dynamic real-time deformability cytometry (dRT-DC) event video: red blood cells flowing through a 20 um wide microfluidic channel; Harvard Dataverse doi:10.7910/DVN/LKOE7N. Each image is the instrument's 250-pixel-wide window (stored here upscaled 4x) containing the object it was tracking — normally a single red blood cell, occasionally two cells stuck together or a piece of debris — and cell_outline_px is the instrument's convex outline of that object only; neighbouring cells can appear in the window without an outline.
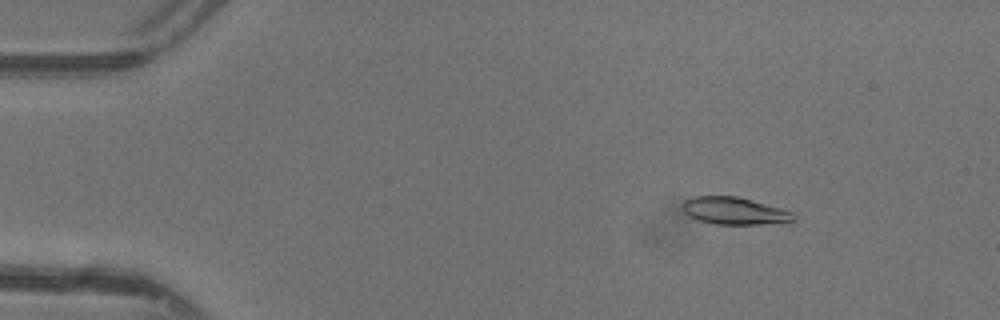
{"species": "common noctule bat (a hibernating species)", "species_latin": "Nyctalus noctula", "temperature_condition": "warm", "stored_images_in_passage": 47, "camera_frame_rate_fps": 3000, "um_per_image_px": 0.085, "animal": {"sex": "female"}, "frame": {"image": 1, "passage_image": 7, "time_ms": 2.0, "image_size_px": [1000, 320], "cell_outline_px": [[796, 220], [760, 224], [716, 224], [700, 220], [688, 216], [684, 212], [684, 200], [692, 196], [736, 196], [752, 200], [780, 208], [792, 212]], "centroid_in_image_um": [62.39, 17.91], "position_along_channel_um": 22.6, "area_um2": 17.34}}
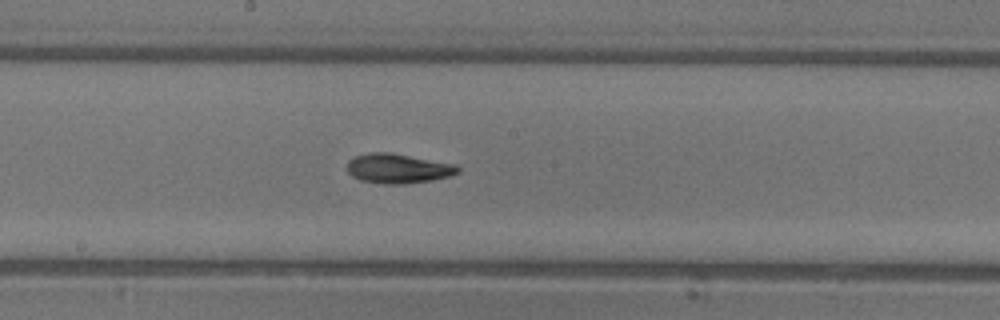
{"frame": {"image": 2, "passage_image": 26, "time_ms": 8.333, "image_size_px": [1000, 320], "cell_outline_px": [[460, 172], [448, 176], [432, 180], [404, 184], [388, 184], [360, 180], [352, 176], [348, 172], [348, 160], [356, 156], [372, 152], [392, 152], [456, 164], [460, 168]], "centroid_in_image_um": [33.85, 14.31], "position_along_channel_um": 214.3, "area_um2": 19.13}}
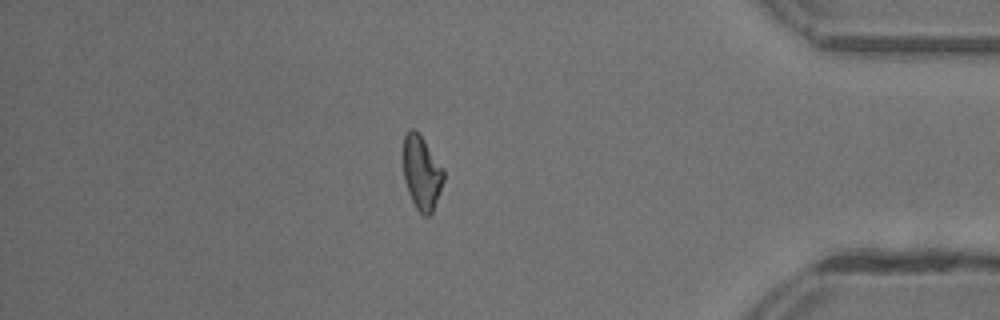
{"frame": {"image": 3, "passage_image": 41, "time_ms": 13.333, "image_size_px": [1000, 320], "cell_outline_px": [[444, 180], [440, 192], [432, 212], [428, 216], [424, 216], [416, 208], [408, 192], [404, 180], [404, 136], [412, 128], [424, 140], [444, 168]], "centroid_in_image_um": [35.86, 14.71], "position_along_channel_um": 399.3, "area_um2": 17.17}, "authors_computed_cell_mechanics": {"area_um2": 17.8024, "velocity_mm_per_s": 4.4134, "shape_relaxation_time_tau1_ms": 4.0724, "shape_relaxation_time_tau2_ms": null, "deformation_change_tau1": 0.1654, "deformation_change_tau2": null}}